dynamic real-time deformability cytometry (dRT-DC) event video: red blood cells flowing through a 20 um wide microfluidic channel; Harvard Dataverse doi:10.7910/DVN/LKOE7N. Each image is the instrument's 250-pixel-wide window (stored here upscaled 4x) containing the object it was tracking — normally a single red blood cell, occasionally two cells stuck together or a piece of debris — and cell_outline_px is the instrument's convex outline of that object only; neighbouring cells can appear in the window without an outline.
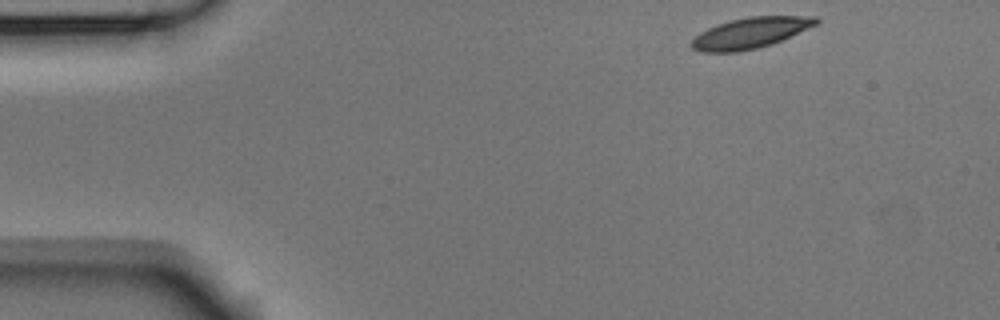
{"species": "Egyptian fruit bat (a non-hibernating species)", "species_latin": "Rousettus aegyptiacus", "temperature_condition": "room temperature", "stored_images_in_passage": 6, "segment_of_instrument_passage": [2, 2], "camera_frame_rate_fps": 3000, "um_per_image_px": 0.085, "animal": {"sex": "male"}, "frame": {"image": 1, "passage_image": 6, "time_ms": 1.667, "image_size_px": [1000, 320], "cell_outline_px": [[820, 20], [816, 24], [772, 44], [740, 52], [700, 52], [692, 48], [688, 44], [700, 32], [716, 24], [728, 20], [748, 16], [816, 16]], "centroid_in_image_um": [63.72, 2.8], "position_along_channel_um": 21.3, "area_um2": 22.37}}